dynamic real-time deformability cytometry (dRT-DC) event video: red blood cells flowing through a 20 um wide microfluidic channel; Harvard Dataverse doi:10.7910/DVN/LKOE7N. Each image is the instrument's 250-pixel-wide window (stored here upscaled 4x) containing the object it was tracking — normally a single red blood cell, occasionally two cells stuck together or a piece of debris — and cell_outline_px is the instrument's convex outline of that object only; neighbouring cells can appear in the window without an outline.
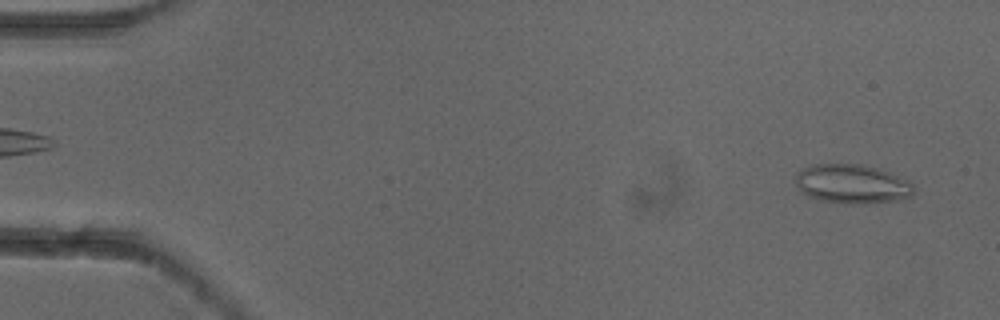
{"species": "common noctule bat (a hibernating species)", "species_latin": "Nyctalus noctula", "temperature_condition": "cold", "stored_images_in_passage": 5, "camera_frame_rate_fps": 3000, "um_per_image_px": 0.085, "animal": {"sex": "female"}, "frame": {"image": 1, "passage_image": 5, "time_ms": 1.333, "image_size_px": [1000, 320], "cell_outline_px": [[912, 196], [896, 200], [864, 204], [844, 204], [816, 200], [808, 196], [796, 184], [796, 172], [800, 168], [812, 164], [860, 164], [876, 168], [888, 172], [908, 180], [912, 184]], "centroid_in_image_um": [72.38, 15.64], "position_along_channel_um": 12.6, "area_um2": 27.05}}